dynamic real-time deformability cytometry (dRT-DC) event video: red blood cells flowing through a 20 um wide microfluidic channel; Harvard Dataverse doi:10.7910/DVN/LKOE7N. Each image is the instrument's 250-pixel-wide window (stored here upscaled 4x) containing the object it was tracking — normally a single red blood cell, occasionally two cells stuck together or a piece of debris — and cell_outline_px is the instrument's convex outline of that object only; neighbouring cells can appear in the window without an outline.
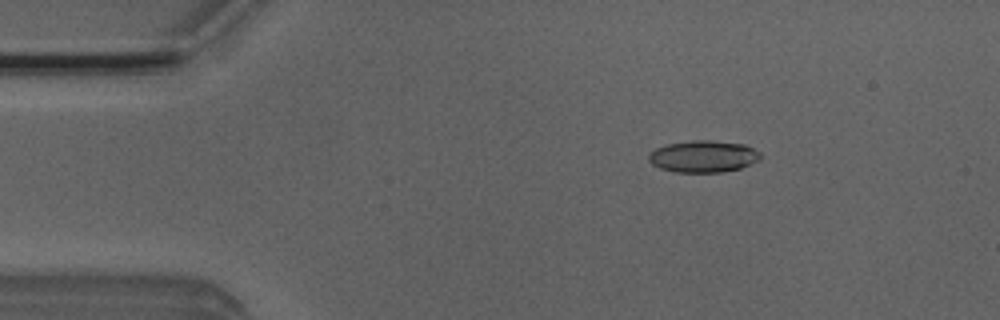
{"species": "Egyptian fruit bat (a non-hibernating species)", "species_latin": "Rousettus aegyptiacus", "temperature_condition": "room temperature", "stored_images_in_passage": 5, "camera_frame_rate_fps": 3000, "um_per_image_px": 0.085, "animal": {"sex": "male"}, "frame": {"image": 1, "passage_image": 3, "time_ms": 0.667, "image_size_px": [1000, 320], "cell_outline_px": [[760, 160], [740, 168], [720, 172], [676, 172], [660, 168], [652, 164], [648, 160], [648, 152], [664, 144], [692, 140], [712, 140], [744, 144], [760, 152]], "centroid_in_image_um": [59.74, 13.28], "position_along_channel_um": 25.3, "area_um2": 20.87}}